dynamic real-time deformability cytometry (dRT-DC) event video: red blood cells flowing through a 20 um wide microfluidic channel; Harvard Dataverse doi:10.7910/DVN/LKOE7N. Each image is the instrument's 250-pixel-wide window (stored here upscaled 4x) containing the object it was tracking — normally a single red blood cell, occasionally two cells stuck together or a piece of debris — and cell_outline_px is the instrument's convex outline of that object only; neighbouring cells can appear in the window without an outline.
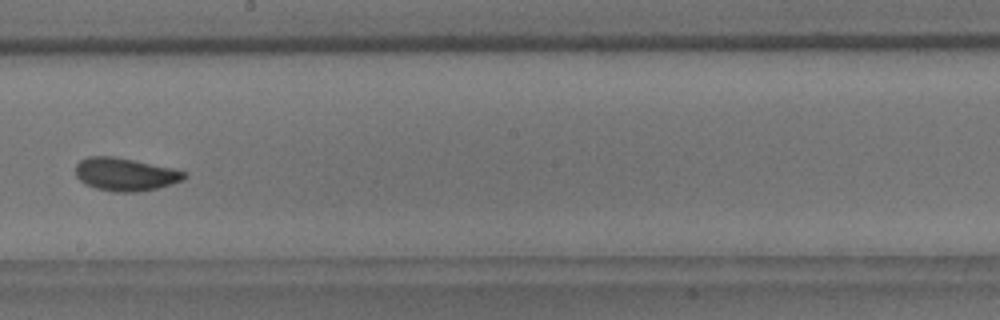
{"species": "common noctule bat (a hibernating species)", "species_latin": "Nyctalus noctula", "temperature_condition": "room temperature", "stored_images_in_passage": 9, "camera_frame_rate_fps": 3000, "um_per_image_px": 0.085, "animal": {"sex": "male", "body_mass_g": 18.8}, "frame": {"image": 1, "passage_image": 9, "time_ms": 9.333, "image_size_px": [1000, 320], "cell_outline_px": [[188, 176], [184, 180], [172, 184], [140, 192], [112, 192], [96, 188], [80, 180], [76, 176], [76, 164], [80, 160], [88, 156], [112, 156], [172, 168], [184, 172]], "centroid_in_image_um": [10.65, 14.82], "position_along_channel_um": 237.6, "area_um2": 20.75}}